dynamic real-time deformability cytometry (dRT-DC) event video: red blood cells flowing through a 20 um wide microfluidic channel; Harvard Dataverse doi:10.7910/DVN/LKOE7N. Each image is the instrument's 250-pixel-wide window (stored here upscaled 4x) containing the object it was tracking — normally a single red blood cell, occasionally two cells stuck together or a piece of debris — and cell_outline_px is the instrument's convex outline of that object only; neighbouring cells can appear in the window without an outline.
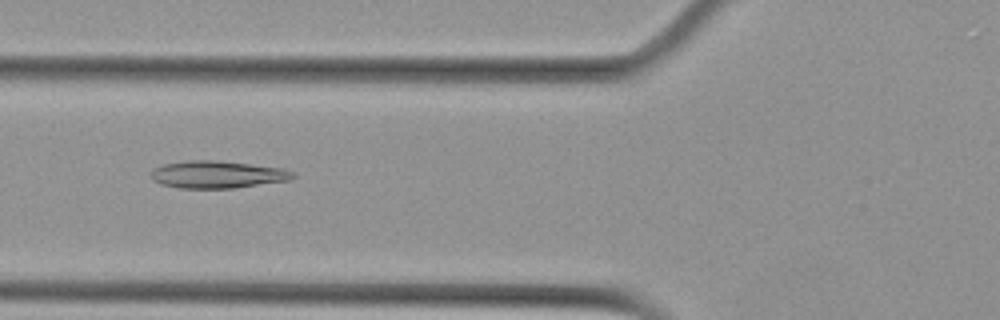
{"species": "Egyptian fruit bat (a non-hibernating species)", "species_latin": "Rousettus aegyptiacus", "temperature_condition": "cold", "stored_images_in_passage": 6, "camera_frame_rate_fps": 3000, "um_per_image_px": 0.085, "animal": {"sex": "female"}, "frame": {"image": 1, "passage_image": 2, "time_ms": 1.0, "image_size_px": [1000, 320], "cell_outline_px": [[296, 176], [292, 180], [232, 188], [180, 188], [160, 184], [152, 180], [148, 172], [152, 168], [164, 164], [188, 160], [212, 160], [284, 168], [296, 172]], "centroid_in_image_um": [18.46, 14.83], "position_along_channel_um": 107.3, "area_um2": 22.83}}
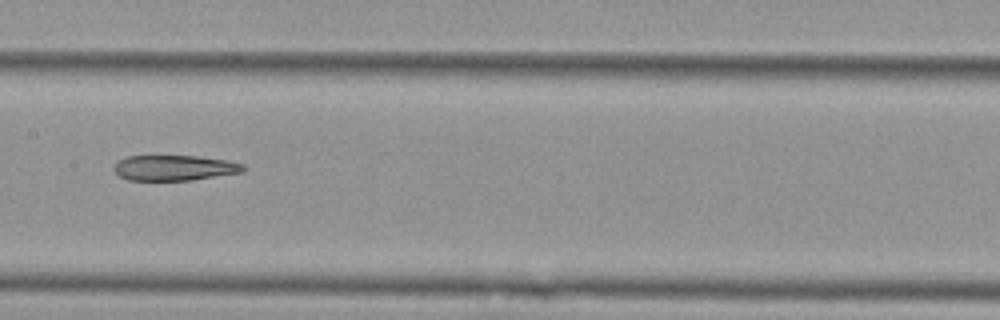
{"frame": {"image": 2, "passage_image": 4, "time_ms": 3.333, "image_size_px": [1000, 320], "cell_outline_px": [[248, 168], [244, 172], [192, 180], [128, 180], [120, 176], [112, 168], [112, 164], [116, 160], [128, 156], [196, 156], [228, 160], [244, 164]], "centroid_in_image_um": [14.83, 14.26], "position_along_channel_um": 192.6, "area_um2": 19.42}}
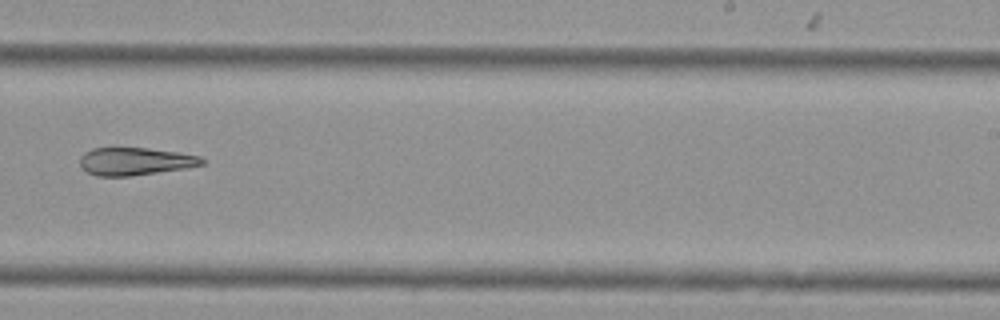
{"frame": {"image": 3, "passage_image": 6, "time_ms": 5.667, "image_size_px": [1000, 320], "cell_outline_px": [[208, 160], [204, 164], [184, 168], [132, 176], [96, 176], [88, 172], [80, 164], [80, 156], [84, 152], [92, 148], [148, 148], [176, 152], [200, 156]], "centroid_in_image_um": [11.5, 13.71], "position_along_channel_um": 277.5, "area_um2": 19.65}}